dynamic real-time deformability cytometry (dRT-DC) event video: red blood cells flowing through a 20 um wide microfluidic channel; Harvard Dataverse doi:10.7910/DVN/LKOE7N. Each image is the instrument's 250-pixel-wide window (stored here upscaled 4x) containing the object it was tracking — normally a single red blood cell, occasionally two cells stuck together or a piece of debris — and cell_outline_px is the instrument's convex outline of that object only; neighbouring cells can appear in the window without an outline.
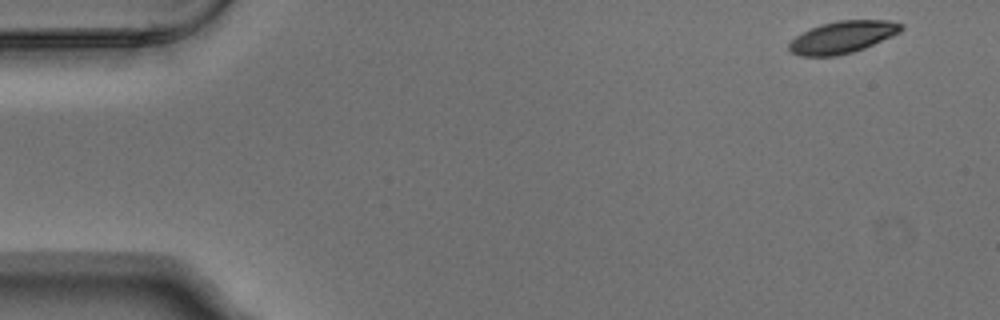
{"species": "Egyptian fruit bat (a non-hibernating species)", "species_latin": "Rousettus aegyptiacus", "temperature_condition": "warm", "stored_images_in_passage": 6, "segment_of_instrument_passage": [2, 2], "camera_frame_rate_fps": 3000, "um_per_image_px": 0.085, "animal": {"sex": "male"}, "frame": {"image": 1, "passage_image": 6, "time_ms": 1.667, "image_size_px": [1000, 320], "cell_outline_px": [[904, 28], [900, 32], [892, 36], [864, 48], [852, 52], [836, 56], [800, 56], [792, 52], [788, 48], [788, 44], [796, 36], [812, 28], [836, 20], [888, 20], [904, 24]], "centroid_in_image_um": [71.64, 3.15], "position_along_channel_um": 13.4, "area_um2": 20.81}}